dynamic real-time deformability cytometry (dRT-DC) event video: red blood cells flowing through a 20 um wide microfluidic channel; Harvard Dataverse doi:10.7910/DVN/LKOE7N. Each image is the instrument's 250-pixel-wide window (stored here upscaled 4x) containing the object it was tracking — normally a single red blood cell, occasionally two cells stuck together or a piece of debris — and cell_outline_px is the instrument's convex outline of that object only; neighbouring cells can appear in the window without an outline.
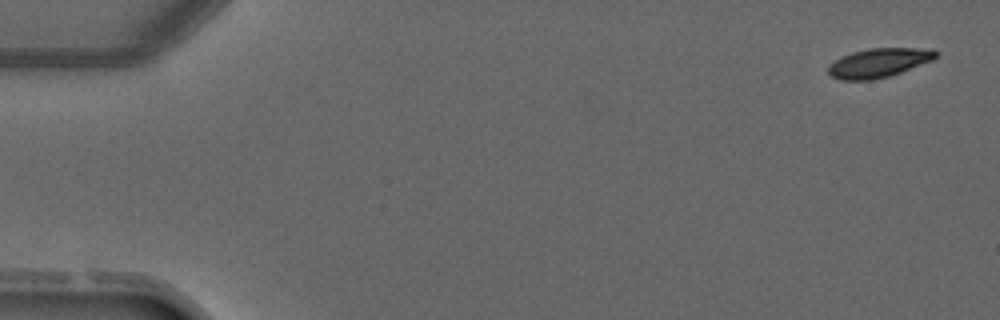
{"species": "common noctule bat (a hibernating species)", "species_latin": "Nyctalus noctula", "temperature_condition": "warm", "stored_images_in_passage": 4, "camera_frame_rate_fps": 3000, "um_per_image_px": 0.085, "animal": {"sex": "male", "forearm_length_mm": 52.5}, "frame": {"image": 1, "passage_image": 1, "time_ms": 0.0, "image_size_px": [1000, 320], "cell_outline_px": [[940, 52], [932, 60], [900, 72], [888, 76], [872, 80], [840, 80], [832, 76], [828, 72], [828, 64], [840, 56], [852, 52], [868, 48], [916, 48]], "centroid_in_image_um": [74.62, 5.34], "position_along_channel_um": 10.4, "area_um2": 18.09}}
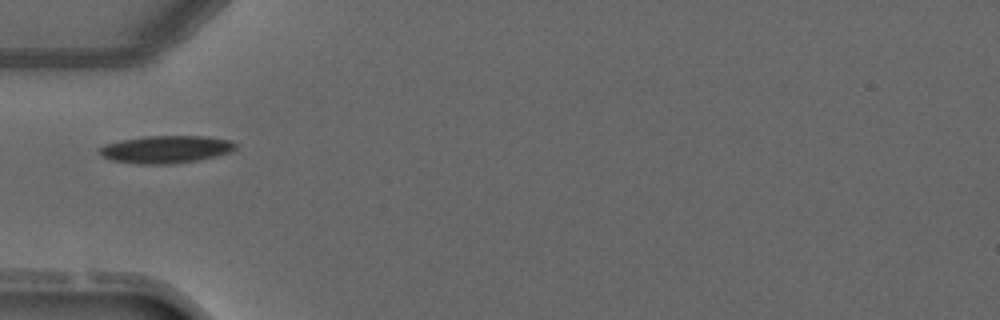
{"frame": {"image": 2, "passage_image": 4, "time_ms": 4.333, "image_size_px": [1000, 320], "cell_outline_px": [[236, 148], [232, 152], [200, 160], [172, 164], [140, 164], [112, 160], [100, 156], [96, 152], [104, 144], [120, 140], [148, 136], [208, 136], [232, 140], [236, 144]], "centroid_in_image_um": [14.12, 12.69], "position_along_channel_um": 70.9, "area_um2": 22.14}}